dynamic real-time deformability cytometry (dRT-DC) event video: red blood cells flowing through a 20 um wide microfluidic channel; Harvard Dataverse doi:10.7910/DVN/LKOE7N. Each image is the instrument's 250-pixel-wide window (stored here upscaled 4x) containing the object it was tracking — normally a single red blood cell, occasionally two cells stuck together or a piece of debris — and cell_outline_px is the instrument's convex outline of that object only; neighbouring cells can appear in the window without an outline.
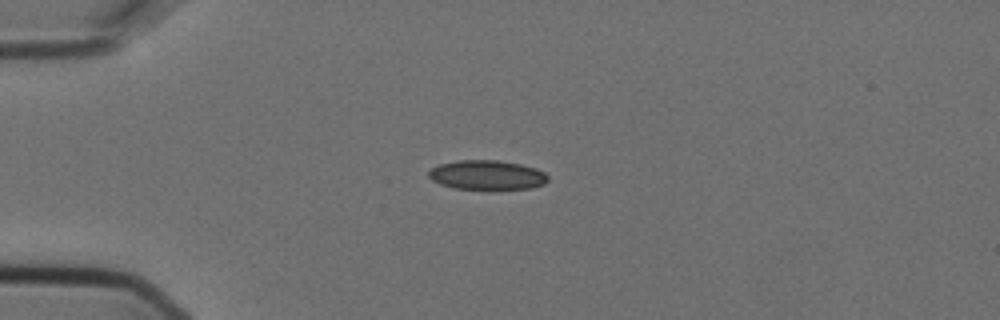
{"species": "Egyptian fruit bat (a non-hibernating species)", "species_latin": "Rousettus aegyptiacus", "temperature_condition": "cold", "stored_images_in_passage": 3, "camera_frame_rate_fps": 3000, "um_per_image_px": 0.085, "animal": {"sex": "female"}, "frame": {"image": 1, "passage_image": 1, "time_ms": 0.0, "image_size_px": [1000, 320], "cell_outline_px": [[548, 180], [544, 184], [528, 188], [452, 188], [440, 184], [432, 180], [428, 176], [428, 172], [432, 168], [440, 164], [456, 160], [496, 160], [520, 164], [536, 168], [544, 172], [548, 176]], "centroid_in_image_um": [41.38, 14.86], "position_along_channel_um": 43.6, "area_um2": 20.17}}
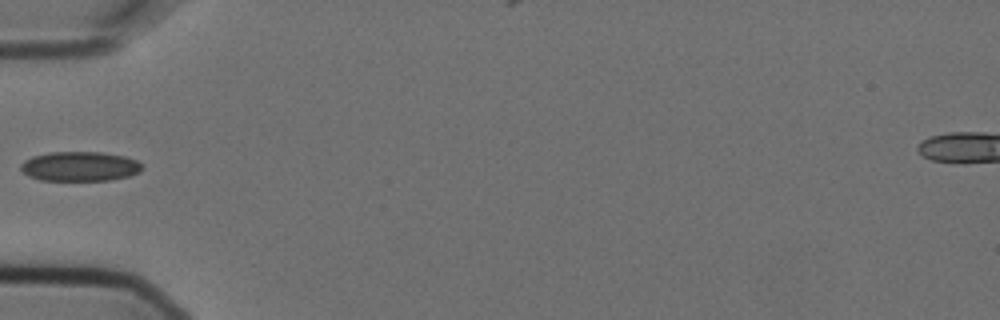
{"frame": {"image": 2, "passage_image": 2, "time_ms": 0.333, "image_size_px": [1000, 320], "cell_outline_px": [[140, 172], [128, 176], [108, 180], [40, 180], [28, 176], [20, 168], [20, 164], [24, 160], [32, 156], [48, 152], [100, 152], [124, 156], [136, 160], [140, 164]], "centroid_in_image_um": [6.73, 14.13], "position_along_channel_um": 78.3, "area_um2": 20.81}}